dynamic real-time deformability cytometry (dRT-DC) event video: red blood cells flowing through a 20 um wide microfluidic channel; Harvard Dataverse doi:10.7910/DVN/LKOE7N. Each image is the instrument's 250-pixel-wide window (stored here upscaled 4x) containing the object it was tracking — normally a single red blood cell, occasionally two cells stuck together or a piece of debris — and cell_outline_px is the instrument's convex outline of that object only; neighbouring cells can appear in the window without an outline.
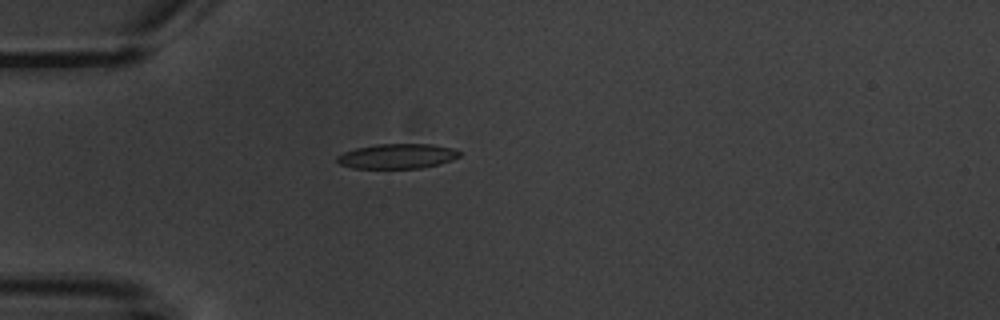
{"species": "common noctule bat (a hibernating species)", "species_latin": "Nyctalus noctula", "temperature_condition": "warm", "stored_images_in_passage": 6, "camera_frame_rate_fps": 3000, "um_per_image_px": 0.085, "animal": {"sex": "male", "body_mass_g": 20.1, "forearm_length_mm": 53.5}, "frame": {"image": 1, "passage_image": 5, "time_ms": 4.667, "image_size_px": [1000, 320], "cell_outline_px": [[460, 156], [452, 160], [440, 164], [420, 168], [352, 168], [340, 164], [336, 160], [336, 156], [344, 152], [356, 148], [376, 144], [432, 144], [452, 148], [460, 152]], "centroid_in_image_um": [33.76, 13.27], "position_along_channel_um": 51.2, "area_um2": 17.74}}